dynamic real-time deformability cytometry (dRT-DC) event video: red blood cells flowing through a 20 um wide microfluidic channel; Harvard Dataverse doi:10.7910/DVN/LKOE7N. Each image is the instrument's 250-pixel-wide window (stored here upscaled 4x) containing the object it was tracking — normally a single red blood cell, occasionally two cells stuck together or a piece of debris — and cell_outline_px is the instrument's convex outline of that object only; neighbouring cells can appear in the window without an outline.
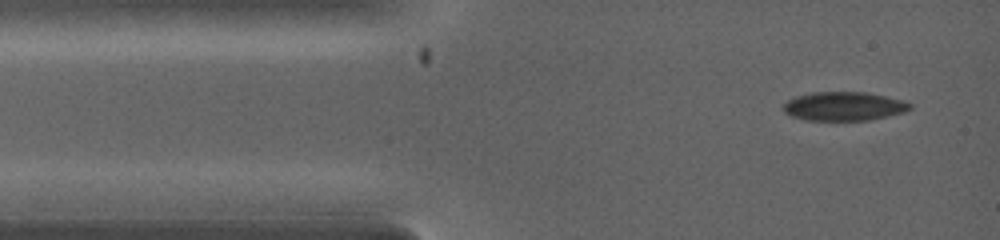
{"species": "common noctule bat (a hibernating species)", "species_latin": "Nyctalus noctula", "temperature_condition": "warm", "stored_images_in_passage": 4, "camera_frame_rate_fps": 5000, "um_per_image_px": 0.085, "animal": {"sex": "female", "body_mass_g": 19.0, "forearm_length_mm": 53.3}, "frame": {"image": 1, "passage_image": 1, "time_ms": 0.0, "image_size_px": [1000, 240], "cell_outline_px": [[912, 108], [904, 112], [888, 116], [868, 120], [808, 120], [792, 116], [784, 112], [784, 104], [788, 100], [796, 96], [812, 92], [864, 92], [904, 100], [912, 104]], "centroid_in_image_um": [71.75, 9.03], "position_along_channel_um": 13.2, "area_um2": 21.15}}
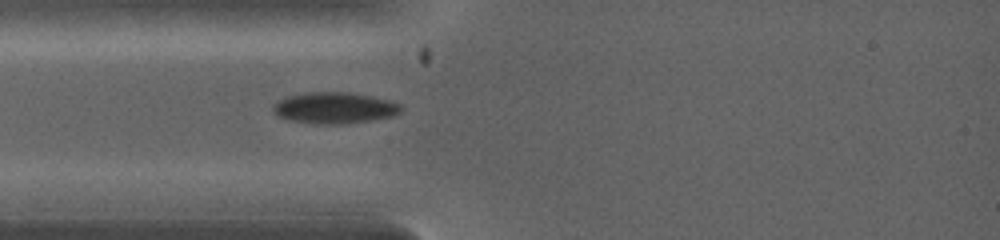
{"frame": {"image": 2, "passage_image": 4, "time_ms": 1.6, "image_size_px": [1000, 240], "cell_outline_px": [[404, 108], [400, 112], [392, 116], [372, 120], [340, 124], [316, 124], [292, 120], [280, 116], [272, 108], [272, 104], [288, 96], [308, 92], [344, 92], [368, 96], [388, 100], [400, 104]], "centroid_in_image_um": [28.45, 9.17], "position_along_channel_um": 56.6, "area_um2": 22.95}}